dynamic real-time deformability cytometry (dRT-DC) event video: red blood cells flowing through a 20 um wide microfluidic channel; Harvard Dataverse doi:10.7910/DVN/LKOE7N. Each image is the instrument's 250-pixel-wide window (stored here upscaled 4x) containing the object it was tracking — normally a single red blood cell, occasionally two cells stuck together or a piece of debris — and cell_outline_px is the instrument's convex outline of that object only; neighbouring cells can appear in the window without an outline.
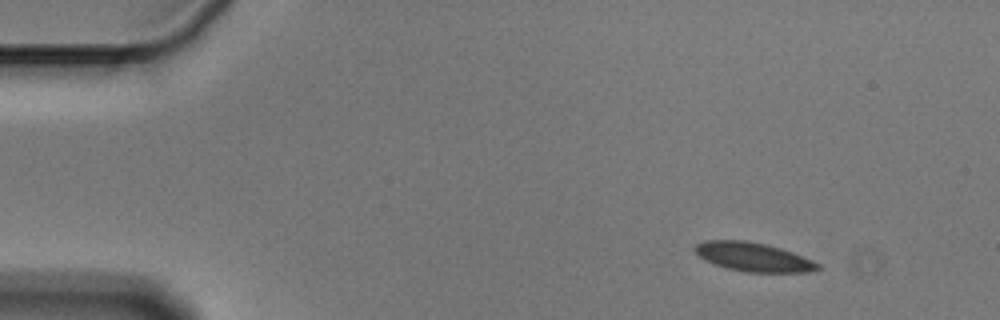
{"species": "Egyptian fruit bat (a non-hibernating species)", "species_latin": "Rousettus aegyptiacus", "temperature_condition": "cold", "stored_images_in_passage": 5, "camera_frame_rate_fps": 3000, "um_per_image_px": 0.085, "animal": {"sex": "male"}, "frame": {"image": 1, "passage_image": 1, "time_ms": 0.0, "image_size_px": [1000, 320], "cell_outline_px": [[824, 268], [808, 272], [748, 272], [728, 268], [704, 260], [692, 248], [696, 244], [704, 240], [744, 240], [764, 244], [780, 248], [792, 252], [812, 260], [820, 264]], "centroid_in_image_um": [64.04, 21.84], "position_along_channel_um": 21.0, "area_um2": 20.58}}
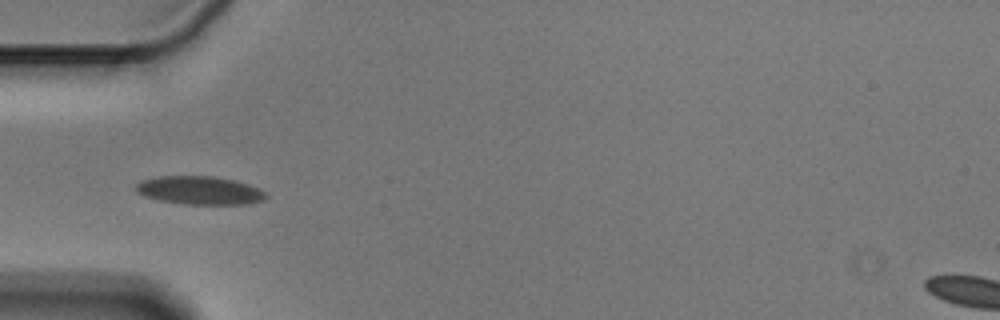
{"frame": {"image": 2, "passage_image": 4, "time_ms": 1.0, "image_size_px": [1000, 320], "cell_outline_px": [[268, 196], [264, 200], [248, 204], [184, 204], [160, 200], [144, 196], [136, 192], [136, 184], [140, 180], [156, 176], [212, 176], [232, 180], [248, 184], [268, 192]], "centroid_in_image_um": [16.97, 16.18], "position_along_channel_um": 68.0, "area_um2": 21.56}}
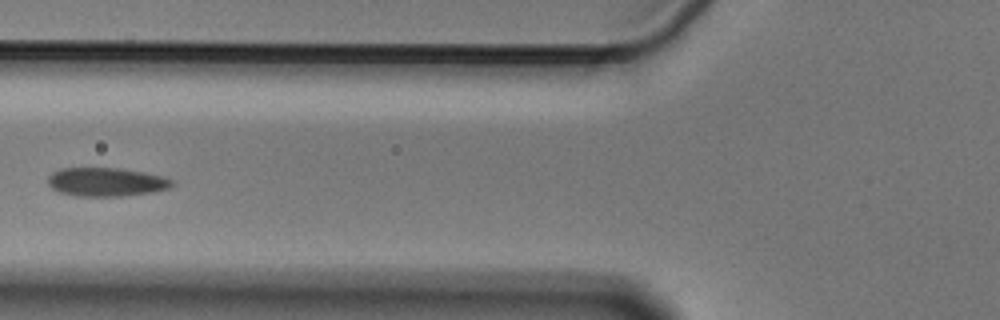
{"frame": {"image": 3, "passage_image": 5, "time_ms": 1.333, "image_size_px": [1000, 320], "cell_outline_px": [[176, 184], [168, 188], [152, 192], [120, 196], [76, 196], [60, 192], [52, 188], [48, 184], [48, 176], [52, 172], [60, 168], [120, 168], [144, 172], [164, 176], [172, 180]], "centroid_in_image_um": [9.03, 15.46], "position_along_channel_um": 116.8, "area_um2": 20.81}}